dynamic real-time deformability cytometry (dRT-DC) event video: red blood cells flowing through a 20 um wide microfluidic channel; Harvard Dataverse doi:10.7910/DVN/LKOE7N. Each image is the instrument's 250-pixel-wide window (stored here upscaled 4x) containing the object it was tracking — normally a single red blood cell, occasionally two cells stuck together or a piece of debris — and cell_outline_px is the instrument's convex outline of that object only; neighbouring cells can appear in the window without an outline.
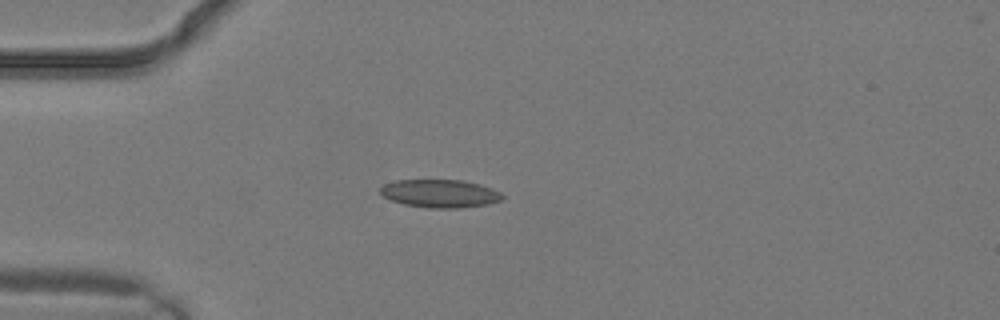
{"species": "common noctule bat (a hibernating species)", "species_latin": "Nyctalus noctula", "temperature_condition": "warm", "stored_images_in_passage": 2, "camera_frame_rate_fps": 3000, "um_per_image_px": 0.085, "animal": {"sex": "male", "body_mass_g": 19.2, "forearm_length_mm": 51.8}, "frame": {"image": 1, "passage_image": 2, "time_ms": 0.333, "image_size_px": [1000, 320], "cell_outline_px": [[504, 196], [500, 200], [488, 204], [460, 208], [428, 208], [404, 204], [392, 200], [384, 196], [380, 192], [380, 188], [384, 184], [396, 180], [460, 180], [480, 184], [492, 188], [500, 192]], "centroid_in_image_um": [37.41, 16.45], "position_along_channel_um": 47.6, "area_um2": 19.88}}